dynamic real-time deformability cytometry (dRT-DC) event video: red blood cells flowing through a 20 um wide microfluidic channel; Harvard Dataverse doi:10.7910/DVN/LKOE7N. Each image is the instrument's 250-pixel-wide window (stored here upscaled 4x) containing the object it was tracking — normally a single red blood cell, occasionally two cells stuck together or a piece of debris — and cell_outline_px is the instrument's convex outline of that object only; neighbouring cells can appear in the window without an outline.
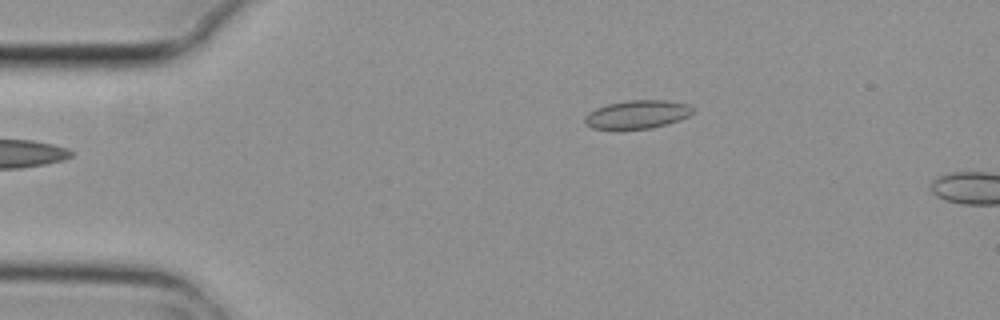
{"species": "common noctule bat (a hibernating species)", "species_latin": "Nyctalus noctula", "temperature_condition": "cold", "stored_images_in_passage": 4, "camera_frame_rate_fps": 3000, "um_per_image_px": 0.085, "animal": {"sex": "female", "body_mass_g": 29.2, "forearm_length_mm": 56.3}, "frame": {"image": 1, "passage_image": 4, "time_ms": 1.0, "image_size_px": [1000, 320], "cell_outline_px": [[692, 112], [688, 116], [680, 120], [668, 124], [652, 128], [592, 128], [584, 120], [584, 116], [588, 112], [596, 108], [608, 104], [628, 100], [664, 100], [688, 104], [692, 108]], "centroid_in_image_um": [54.18, 9.71], "position_along_channel_um": 30.8, "area_um2": 17.57}}